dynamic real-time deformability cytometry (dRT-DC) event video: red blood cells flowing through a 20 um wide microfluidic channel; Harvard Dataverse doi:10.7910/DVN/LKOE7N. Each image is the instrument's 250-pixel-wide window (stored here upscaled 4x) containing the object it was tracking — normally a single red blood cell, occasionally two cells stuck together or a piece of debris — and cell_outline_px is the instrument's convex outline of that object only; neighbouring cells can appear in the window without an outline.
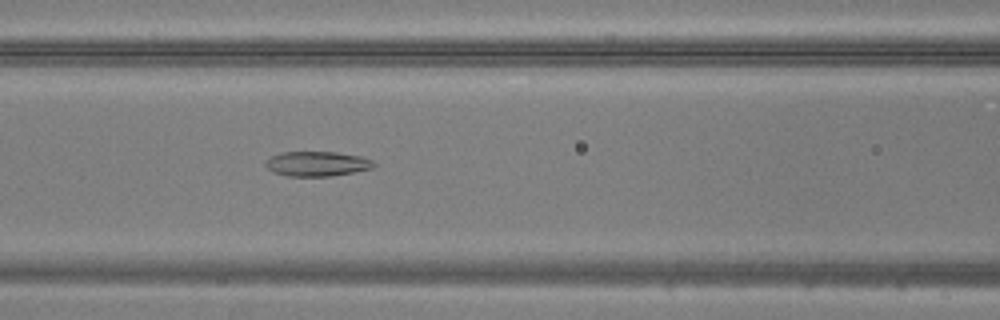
{"species": "common noctule bat (a hibernating species)", "species_latin": "Nyctalus noctula", "temperature_condition": "warm", "stored_images_in_passage": 38, "camera_frame_rate_fps": 3000, "um_per_image_px": 0.085, "animal": {"sex": "male", "body_mass_g": 20.5, "forearm_length_mm": 52.5}, "frame": {"image": 1, "passage_image": 10, "time_ms": 3.0, "image_size_px": [1000, 320], "cell_outline_px": [[376, 164], [372, 168], [352, 172], [328, 176], [288, 176], [272, 172], [264, 164], [272, 156], [280, 152], [336, 152], [360, 156], [372, 160]], "centroid_in_image_um": [26.93, 13.92], "position_along_channel_um": 139.7, "area_um2": 15.49}}
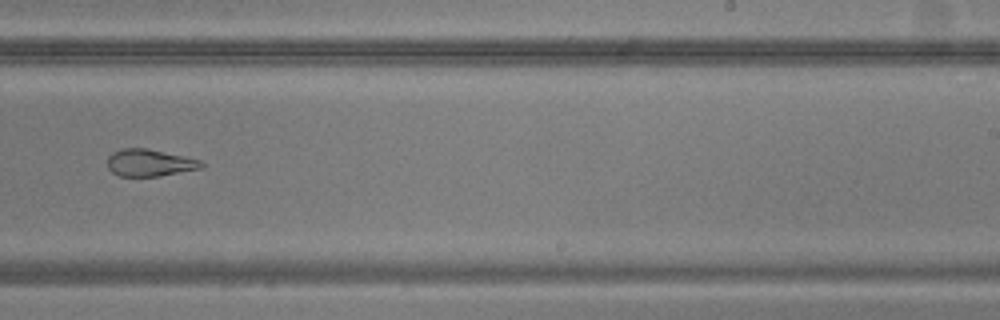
{"frame": {"image": 2, "passage_image": 20, "time_ms": 6.333, "image_size_px": [1000, 320], "cell_outline_px": [[204, 164], [200, 168], [160, 176], [120, 176], [112, 172], [108, 168], [108, 156], [112, 152], [120, 148], [148, 148], [184, 156], [200, 160]], "centroid_in_image_um": [12.68, 13.82], "position_along_channel_um": 276.3, "area_um2": 14.8}}
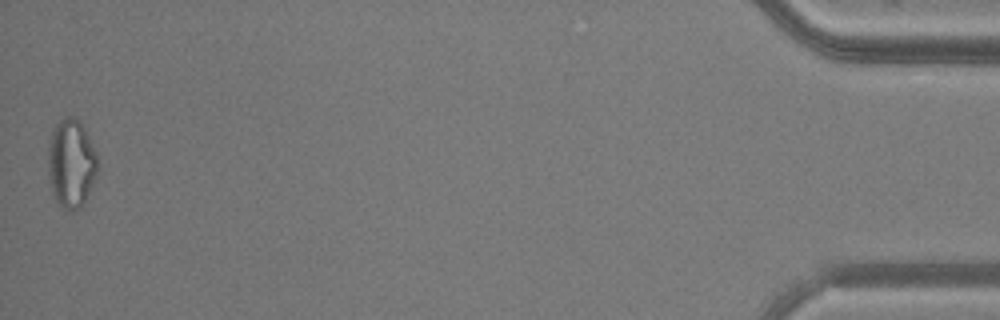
{"frame": {"image": 3, "passage_image": 38, "time_ms": 12.333, "image_size_px": [1000, 320], "cell_outline_px": [[96, 176], [80, 208], [72, 212], [64, 208], [56, 200], [52, 192], [48, 176], [48, 144], [52, 128], [60, 120], [68, 116], [72, 116], [80, 120], [96, 152]], "centroid_in_image_um": [6.02, 13.86], "position_along_channel_um": 429.2, "area_um2": 25.43}}